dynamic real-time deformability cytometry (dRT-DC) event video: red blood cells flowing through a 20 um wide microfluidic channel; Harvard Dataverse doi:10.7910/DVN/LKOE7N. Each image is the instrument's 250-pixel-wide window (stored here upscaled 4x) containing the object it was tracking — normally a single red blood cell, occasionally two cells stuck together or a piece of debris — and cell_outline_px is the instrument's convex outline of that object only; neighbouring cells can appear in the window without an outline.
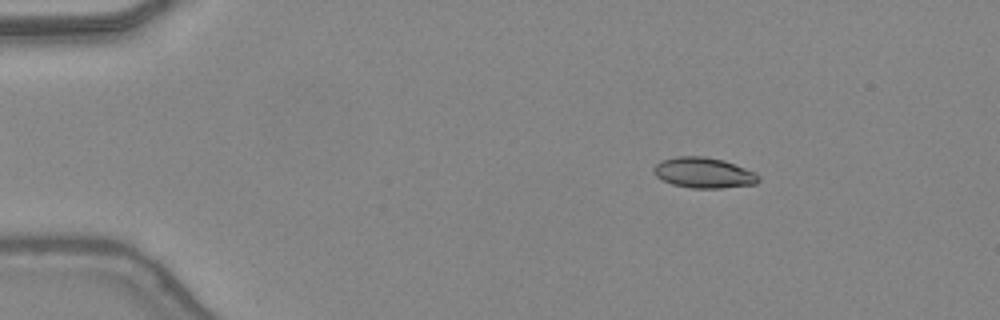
{"species": "common noctule bat (a hibernating species)", "species_latin": "Nyctalus noctula", "temperature_condition": "warm", "stored_images_in_passage": 46, "camera_frame_rate_fps": 3000, "um_per_image_px": 0.085, "animal": {"sex": "female", "body_mass_g": 24.6, "forearm_length_mm": 56.2}, "frame": {"image": 1, "passage_image": 7, "time_ms": 2.0, "image_size_px": [1000, 320], "cell_outline_px": [[760, 180], [756, 184], [720, 188], [692, 188], [672, 184], [656, 176], [652, 168], [660, 160], [676, 156], [704, 156], [724, 160], [756, 172], [760, 176]], "centroid_in_image_um": [59.83, 14.68], "position_along_channel_um": 25.2, "area_um2": 18.79}}
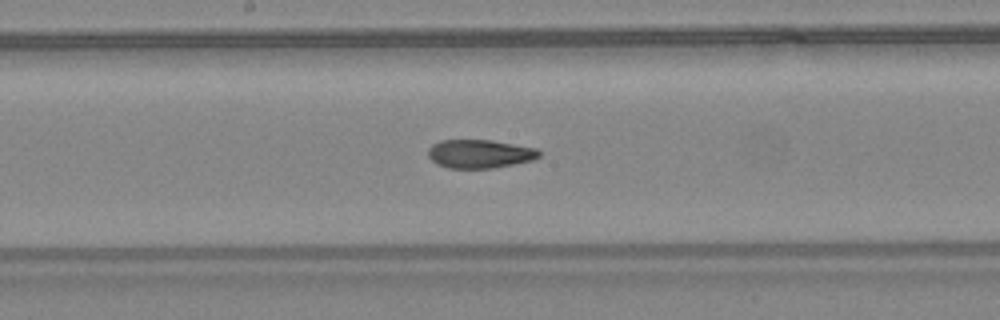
{"frame": {"image": 2, "passage_image": 25, "time_ms": 8.0, "image_size_px": [1000, 320], "cell_outline_px": [[540, 156], [532, 160], [492, 168], [448, 168], [436, 164], [428, 156], [428, 148], [432, 144], [440, 140], [492, 140], [536, 148], [540, 152]], "centroid_in_image_um": [40.74, 13.07], "position_along_channel_um": 207.5, "area_um2": 18.44}}
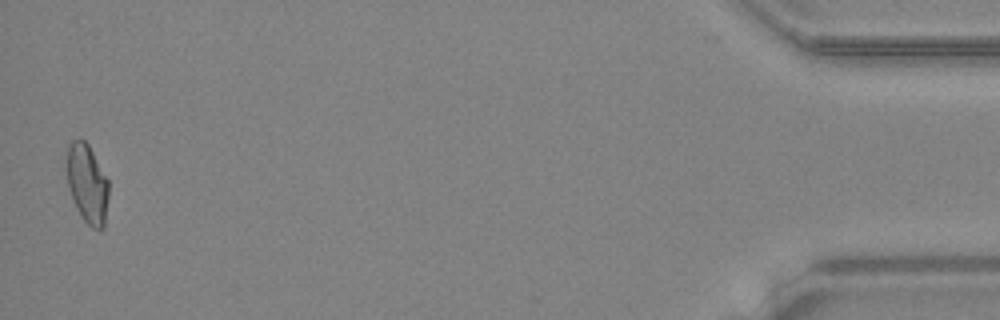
{"frame": {"image": 3, "passage_image": 46, "time_ms": 15.0, "image_size_px": [1000, 320], "cell_outline_px": [[108, 196], [104, 228], [92, 228], [80, 216], [76, 208], [68, 188], [64, 168], [68, 148], [72, 140], [80, 136], [88, 144], [108, 180]], "centroid_in_image_um": [7.37, 15.58], "position_along_channel_um": 427.8, "area_um2": 19.65}, "authors_computed_cell_mechanics": {"area_um2": 19.1318, "velocity_mm_per_s": 4.4345, "shape_relaxation_time_tau1_ms": 8.5632, "shape_relaxation_time_tau2_ms": 1.9127, "deformation_change_tau1": 0.2414, "deformation_change_tau2": 0.0915}}